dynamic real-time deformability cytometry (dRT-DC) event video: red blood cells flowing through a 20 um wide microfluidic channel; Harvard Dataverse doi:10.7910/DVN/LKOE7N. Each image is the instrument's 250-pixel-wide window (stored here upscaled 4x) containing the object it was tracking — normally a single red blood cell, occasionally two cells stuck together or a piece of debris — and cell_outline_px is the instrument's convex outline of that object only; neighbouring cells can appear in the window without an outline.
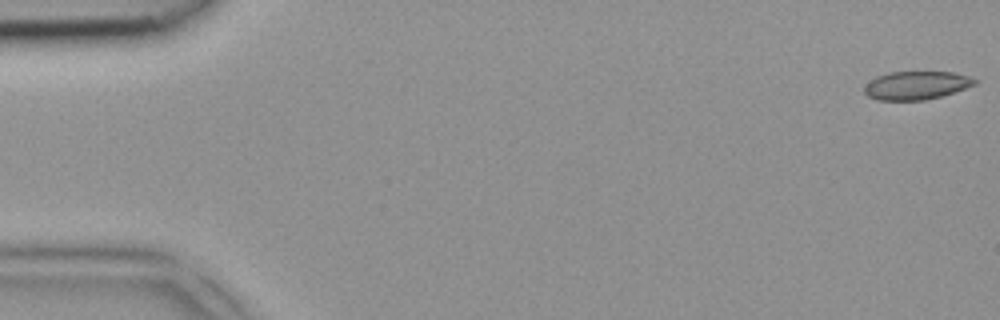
{"species": "common noctule bat (a hibernating species)", "species_latin": "Nyctalus noctula", "temperature_condition": "room temperature", "stored_images_in_passage": 5, "camera_frame_rate_fps": 3000, "um_per_image_px": 0.085, "animal": {"sex": "female", "body_mass_g": 18.4}, "frame": {"image": 1, "passage_image": 1, "time_ms": 0.0, "image_size_px": [1000, 320], "cell_outline_px": [[980, 80], [976, 84], [940, 96], [924, 100], [876, 100], [868, 96], [864, 92], [864, 88], [876, 76], [888, 72], [956, 72], [972, 76]], "centroid_in_image_um": [77.93, 7.24], "position_along_channel_um": 7.1, "area_um2": 18.21}}
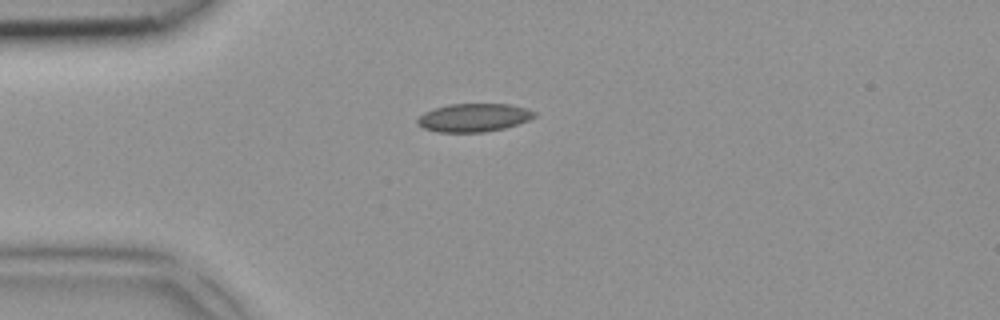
{"frame": {"image": 2, "passage_image": 4, "time_ms": 1.0, "image_size_px": [1000, 320], "cell_outline_px": [[536, 116], [528, 120], [504, 128], [484, 132], [436, 132], [424, 128], [416, 124], [416, 120], [424, 112], [448, 104], [512, 104], [528, 108], [536, 112]], "centroid_in_image_um": [40.27, 9.99], "position_along_channel_um": 44.7, "area_um2": 19.31}}